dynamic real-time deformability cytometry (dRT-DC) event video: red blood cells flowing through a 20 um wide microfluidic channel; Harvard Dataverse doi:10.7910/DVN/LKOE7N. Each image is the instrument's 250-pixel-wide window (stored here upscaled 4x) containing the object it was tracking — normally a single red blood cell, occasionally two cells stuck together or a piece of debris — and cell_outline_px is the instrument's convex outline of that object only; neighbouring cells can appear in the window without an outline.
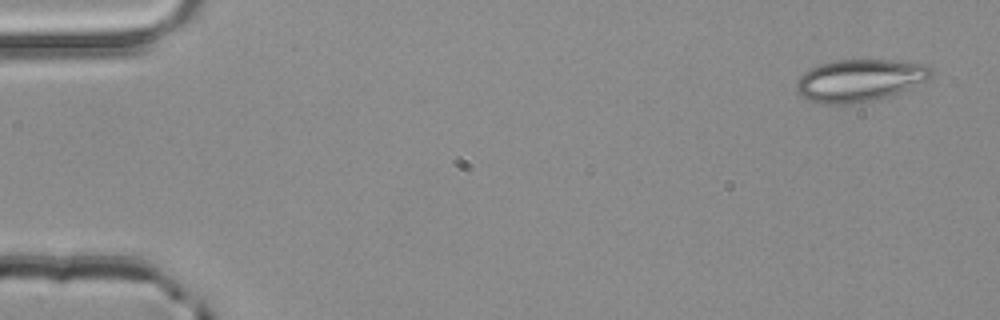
{"species": "common noctule bat (a hibernating species)", "species_latin": "Nyctalus noctula", "temperature_condition": "room temperature", "stored_images_in_passage": 3, "camera_frame_rate_fps": 3000, "um_per_image_px": 0.085, "animal": {"sex": "male", "body_mass_g": 20.4}, "frame": {"image": 1, "passage_image": 1, "time_ms": 0.0, "image_size_px": [1000, 320], "cell_outline_px": [[932, 76], [928, 80], [888, 96], [872, 100], [848, 104], [824, 104], [808, 100], [800, 96], [796, 92], [796, 80], [804, 72], [820, 64], [836, 60], [892, 60], [924, 64], [932, 68]], "centroid_in_image_um": [73.04, 6.83], "position_along_channel_um": 12.0, "area_um2": 33.06}}